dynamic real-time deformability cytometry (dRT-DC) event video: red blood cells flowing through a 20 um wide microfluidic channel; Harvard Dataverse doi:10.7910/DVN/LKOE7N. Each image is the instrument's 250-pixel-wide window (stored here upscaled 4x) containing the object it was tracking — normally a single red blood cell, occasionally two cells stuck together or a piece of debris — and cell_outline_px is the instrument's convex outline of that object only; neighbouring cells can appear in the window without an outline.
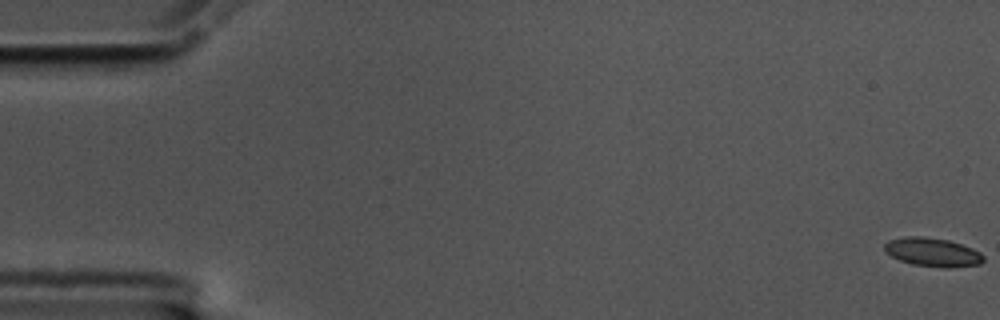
{"species": "common noctule bat (a hibernating species)", "species_latin": "Nyctalus noctula", "temperature_condition": "cold", "stored_images_in_passage": 59, "camera_frame_rate_fps": 3000, "um_per_image_px": 0.085, "animal": {"sex": "male", "body_mass_g": 17.5, "forearm_length_mm": 52.3}, "frame": {"image": 1, "passage_image": 1, "time_ms": 0.0, "image_size_px": [1000, 320], "cell_outline_px": [[984, 260], [980, 264], [948, 268], [940, 268], [912, 264], [900, 260], [884, 252], [884, 244], [888, 240], [904, 236], [924, 236], [948, 240], [972, 248], [980, 252], [984, 256]], "centroid_in_image_um": [79.25, 21.43], "position_along_channel_um": 5.7, "area_um2": 16.7}}
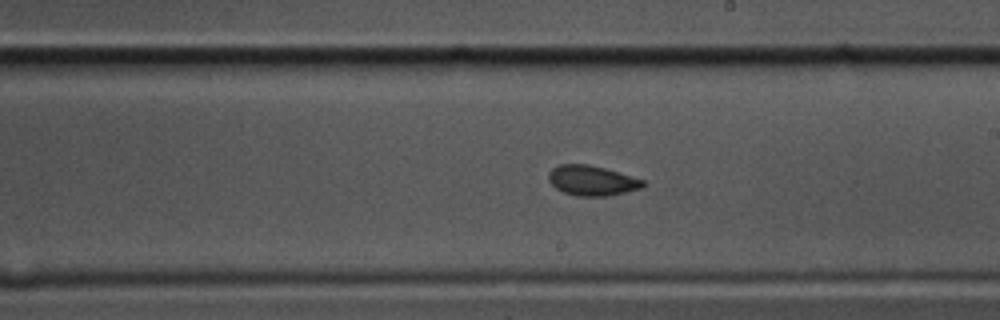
{"frame": {"image": 2, "passage_image": 34, "time_ms": 11.0, "image_size_px": [1000, 320], "cell_outline_px": [[644, 188], [608, 196], [576, 196], [564, 192], [556, 188], [548, 180], [548, 172], [552, 168], [560, 164], [588, 164], [604, 168], [644, 180]], "centroid_in_image_um": [50.3, 15.35], "position_along_channel_um": 238.7, "area_um2": 16.53}}
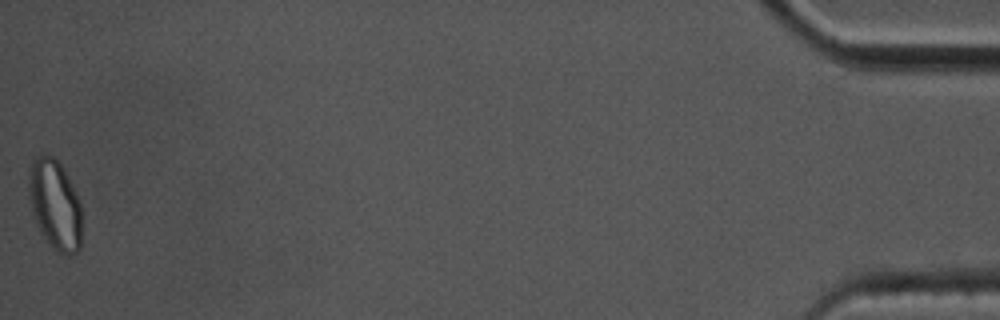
{"frame": {"image": 3, "passage_image": 59, "time_ms": 19.333, "image_size_px": [1000, 320], "cell_outline_px": [[80, 248], [72, 256], [68, 256], [52, 248], [40, 232], [36, 224], [32, 212], [28, 196], [28, 168], [32, 160], [36, 156], [52, 156], [64, 168], [76, 192], [80, 204]], "centroid_in_image_um": [4.64, 17.39], "position_along_channel_um": 430.6, "area_um2": 27.98}, "authors_computed_cell_mechanics": {"area_um2": 16.6464, "velocity_mm_per_s": 3.4711, "shape_relaxation_time_tau1_ms": null, "shape_relaxation_time_tau2_ms": 1.8704, "deformation_change_tau1": null, "deformation_change_tau2": 0.0582}}